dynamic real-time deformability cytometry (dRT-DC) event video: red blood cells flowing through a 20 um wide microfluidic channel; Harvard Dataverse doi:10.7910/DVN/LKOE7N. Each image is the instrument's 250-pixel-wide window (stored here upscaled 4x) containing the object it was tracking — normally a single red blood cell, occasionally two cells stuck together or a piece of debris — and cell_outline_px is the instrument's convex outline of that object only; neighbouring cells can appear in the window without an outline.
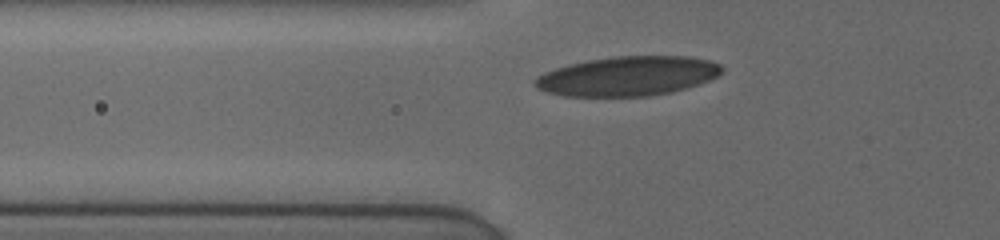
{"species": "human", "species_latin": "Homo sapiens", "temperature_condition": "cold", "stored_images_in_passage": 11, "camera_frame_rate_fps": 3000, "um_per_image_px": 0.085, "donor": {"sex": "female"}, "frame": {"image": 1, "passage_image": 2, "time_ms": 0.667, "image_size_px": [1000, 240], "cell_outline_px": [[724, 72], [708, 80], [672, 92], [648, 96], [564, 96], [544, 92], [536, 88], [532, 84], [532, 80], [536, 76], [544, 72], [568, 64], [588, 60], [616, 56], [688, 56], [708, 60], [720, 64], [724, 68]], "centroid_in_image_um": [53.3, 6.47], "position_along_channel_um": 72.5, "area_um2": 43.18}}
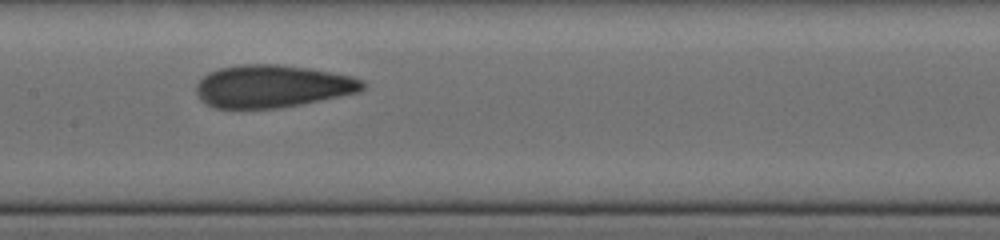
{"frame": {"image": 2, "passage_image": 7, "time_ms": 3.667, "image_size_px": [1000, 240], "cell_outline_px": [[368, 84], [360, 92], [300, 104], [276, 108], [216, 108], [200, 100], [196, 92], [196, 84], [208, 72], [220, 68], [240, 64], [276, 64], [308, 68], [332, 72], [352, 76], [364, 80]], "centroid_in_image_um": [23.17, 7.32], "position_along_channel_um": 184.2, "area_um2": 41.33}}
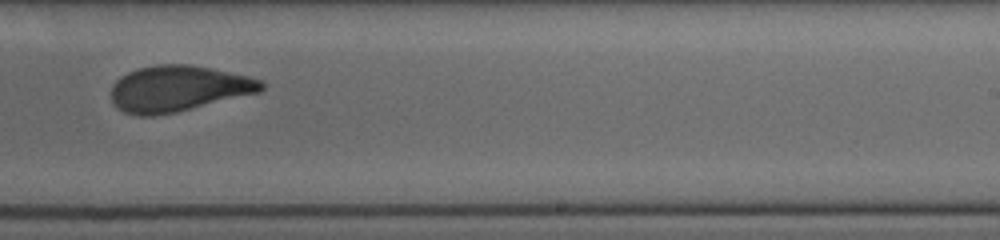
{"frame": {"image": 3, "passage_image": 10, "time_ms": 6.0, "image_size_px": [1000, 240], "cell_outline_px": [[264, 88], [260, 92], [176, 112], [152, 116], [140, 116], [124, 112], [112, 100], [112, 84], [120, 76], [136, 68], [156, 64], [188, 64], [212, 68], [248, 76], [260, 80], [264, 84]], "centroid_in_image_um": [15.14, 7.51], "position_along_channel_um": 273.9, "area_um2": 40.11}}